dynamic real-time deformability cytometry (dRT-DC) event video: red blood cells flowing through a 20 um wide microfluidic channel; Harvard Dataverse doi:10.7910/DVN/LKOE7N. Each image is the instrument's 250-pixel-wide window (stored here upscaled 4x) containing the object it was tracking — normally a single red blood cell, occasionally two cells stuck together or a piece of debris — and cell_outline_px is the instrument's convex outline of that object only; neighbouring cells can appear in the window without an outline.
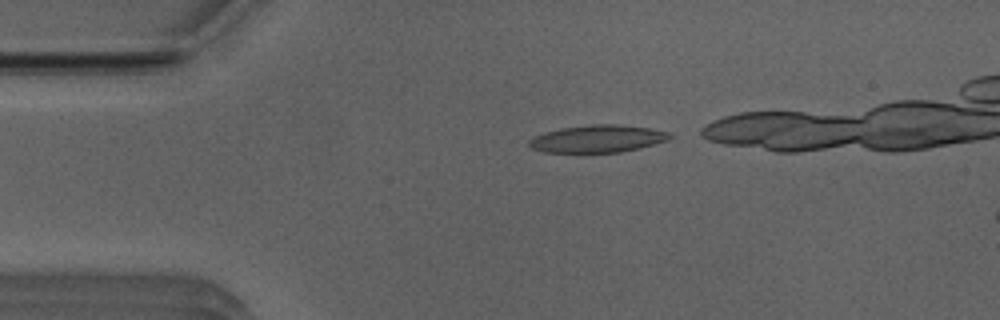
{"species": "Egyptian fruit bat (a non-hibernating species)", "species_latin": "Rousettus aegyptiacus", "temperature_condition": "room temperature", "stored_images_in_passage": 19, "camera_frame_rate_fps": 3000, "um_per_image_px": 0.085, "animal": {"sex": "male"}, "frame": {"image": 1, "passage_image": 1, "time_ms": 0.0, "image_size_px": [1000, 320], "cell_outline_px": [[672, 136], [668, 140], [640, 148], [620, 152], [544, 152], [532, 148], [528, 144], [528, 140], [532, 136], [564, 128], [592, 124], [616, 124], [648, 128], [668, 132]], "centroid_in_image_um": [50.79, 11.8], "position_along_channel_um": 34.2, "area_um2": 22.2}}
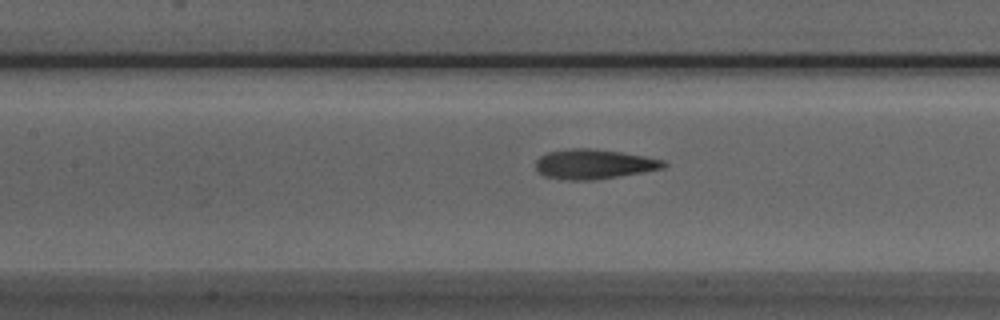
{"frame": {"image": 2, "passage_image": 13, "time_ms": 4.0, "image_size_px": [1000, 320], "cell_outline_px": [[668, 164], [664, 168], [592, 180], [568, 180], [544, 176], [536, 168], [536, 160], [540, 156], [548, 152], [572, 148], [588, 148], [620, 152], [644, 156], [664, 160]], "centroid_in_image_um": [50.46, 13.94], "position_along_channel_um": 156.9, "area_um2": 21.85}}
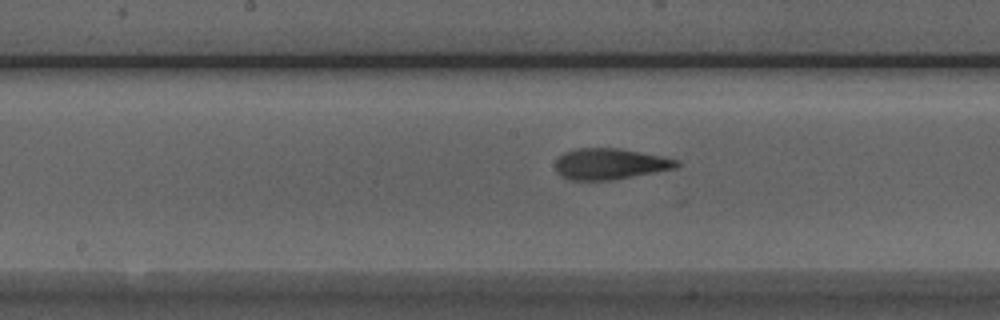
{"frame": {"image": 3, "passage_image": 16, "time_ms": 5.0, "image_size_px": [1000, 320], "cell_outline_px": [[680, 164], [676, 168], [612, 180], [572, 180], [564, 176], [556, 168], [556, 160], [564, 152], [576, 148], [616, 148], [660, 156], [680, 160]], "centroid_in_image_um": [51.87, 13.93], "position_along_channel_um": 196.3, "area_um2": 21.56}}